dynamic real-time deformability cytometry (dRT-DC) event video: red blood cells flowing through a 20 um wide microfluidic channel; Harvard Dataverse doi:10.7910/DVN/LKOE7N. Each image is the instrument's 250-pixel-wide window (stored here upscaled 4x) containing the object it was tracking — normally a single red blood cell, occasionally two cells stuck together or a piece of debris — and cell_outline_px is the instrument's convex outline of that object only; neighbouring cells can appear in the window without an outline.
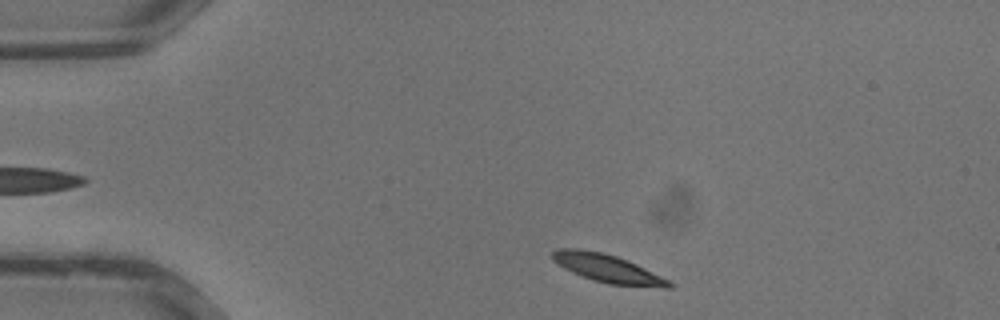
{"species": "common noctule bat (a hibernating species)", "species_latin": "Nyctalus noctula", "temperature_condition": "warm", "stored_images_in_passage": 30, "camera_frame_rate_fps": 3000, "um_per_image_px": 0.085, "animal": {"sex": "male", "body_mass_g": 13.3}, "frame": {"image": 1, "passage_image": 1, "time_ms": 0.0, "image_size_px": [1000, 320], "cell_outline_px": [[676, 284], [672, 288], [664, 288], [608, 284], [592, 280], [572, 272], [564, 268], [552, 260], [552, 252], [560, 248], [576, 248], [600, 252], [616, 256], [628, 260]], "centroid_in_image_um": [51.66, 22.83], "position_along_channel_um": 33.3, "area_um2": 19.07}}
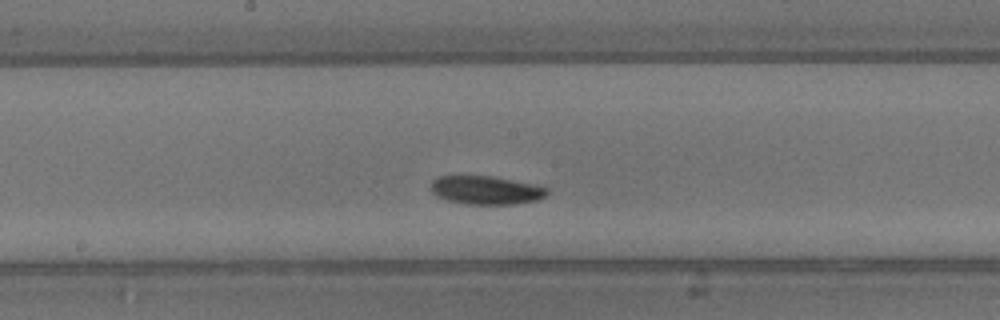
{"frame": {"image": 2, "passage_image": 13, "time_ms": 4.0, "image_size_px": [1000, 320], "cell_outline_px": [[548, 192], [544, 196], [536, 200], [512, 204], [464, 204], [448, 200], [436, 196], [428, 188], [432, 180], [440, 176], [492, 176], [536, 184], [548, 188]], "centroid_in_image_um": [41.27, 16.15], "position_along_channel_um": 206.9, "area_um2": 19.36}}
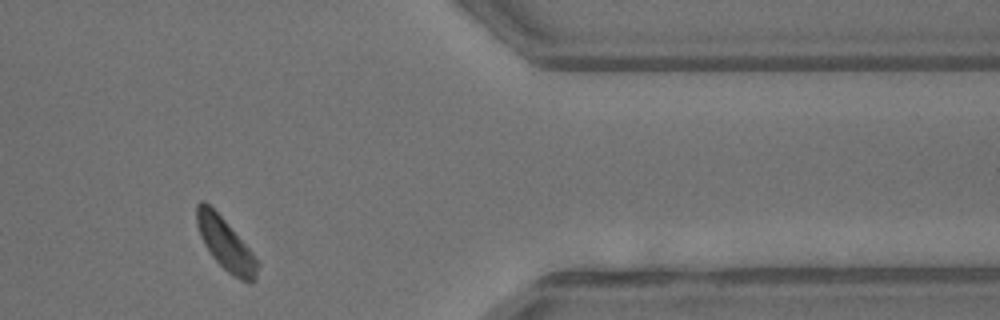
{"frame": {"image": 3, "passage_image": 24, "time_ms": 7.667, "image_size_px": [1000, 320], "cell_outline_px": [[260, 264], [256, 276], [248, 284], [232, 276], [212, 256], [204, 244], [200, 236], [196, 224], [196, 204], [200, 200], [204, 200], [224, 220], [252, 252]], "centroid_in_image_um": [19.16, 20.76], "position_along_channel_um": 392.2, "area_um2": 18.21}}